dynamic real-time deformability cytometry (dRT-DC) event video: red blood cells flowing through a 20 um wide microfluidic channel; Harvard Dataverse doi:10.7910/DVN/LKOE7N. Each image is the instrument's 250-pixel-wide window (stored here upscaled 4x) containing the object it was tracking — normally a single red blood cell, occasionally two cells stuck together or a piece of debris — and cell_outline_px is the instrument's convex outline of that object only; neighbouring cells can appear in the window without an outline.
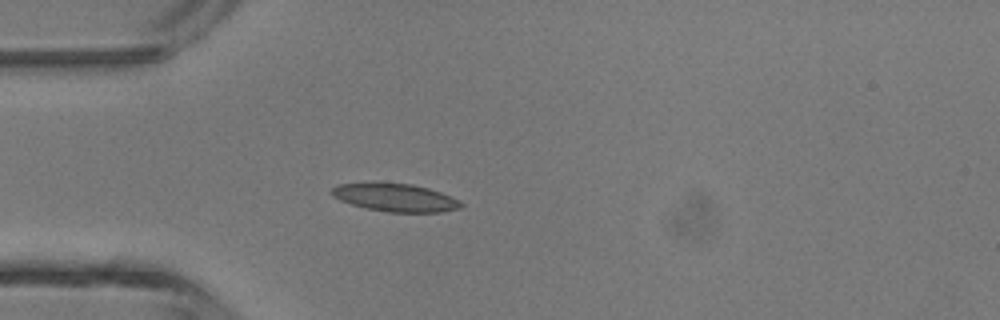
{"species": "common noctule bat (a hibernating species)", "species_latin": "Nyctalus noctula", "temperature_condition": "room temperature", "stored_images_in_passage": 3, "camera_frame_rate_fps": 3000, "um_per_image_px": 0.085, "animal": {"sex": "male", "body_mass_g": 13.3}, "frame": {"image": 1, "passage_image": 3, "time_ms": 2.667, "image_size_px": [1000, 320], "cell_outline_px": [[464, 204], [460, 208], [440, 212], [388, 212], [368, 208], [352, 204], [340, 200], [332, 196], [328, 192], [332, 188], [340, 184], [412, 184], [428, 188], [440, 192], [460, 200]], "centroid_in_image_um": [33.63, 16.81], "position_along_channel_um": 51.4, "area_um2": 20.58}}